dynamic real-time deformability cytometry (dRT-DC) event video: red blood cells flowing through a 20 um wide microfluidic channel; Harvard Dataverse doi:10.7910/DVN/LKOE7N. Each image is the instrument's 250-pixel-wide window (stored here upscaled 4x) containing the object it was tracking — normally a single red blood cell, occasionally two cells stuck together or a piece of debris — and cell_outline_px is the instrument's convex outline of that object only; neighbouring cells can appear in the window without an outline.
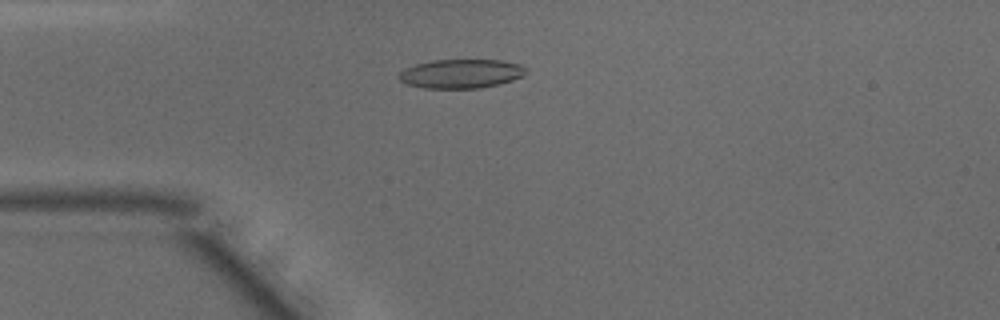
{"species": "common noctule bat (a hibernating species)", "species_latin": "Nyctalus noctula", "temperature_condition": "warm", "stored_images_in_passage": 48, "camera_frame_rate_fps": 3000, "um_per_image_px": 0.085, "animal": {"sex": "male", "body_mass_g": 15.6}, "frame": {"image": 1, "passage_image": 12, "time_ms": 3.667, "image_size_px": [1000, 320], "cell_outline_px": [[528, 72], [512, 80], [480, 88], [424, 88], [408, 84], [400, 80], [396, 76], [404, 68], [416, 64], [432, 60], [500, 60], [520, 64], [528, 68]], "centroid_in_image_um": [39.17, 6.25], "position_along_channel_um": 45.8, "area_um2": 21.44}}
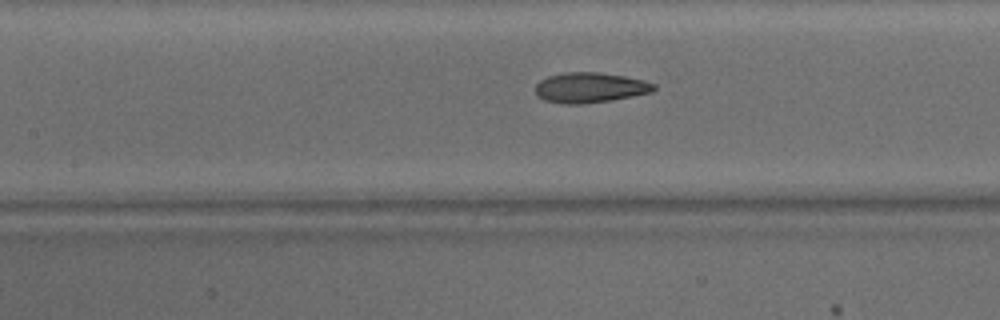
{"frame": {"image": 2, "passage_image": 21, "time_ms": 6.667, "image_size_px": [1000, 320], "cell_outline_px": [[656, 88], [652, 92], [612, 100], [584, 104], [564, 104], [544, 100], [536, 96], [536, 84], [540, 80], [548, 76], [564, 72], [600, 72], [624, 76], [644, 80], [656, 84]], "centroid_in_image_um": [50.14, 7.45], "position_along_channel_um": 157.3, "area_um2": 21.04}}
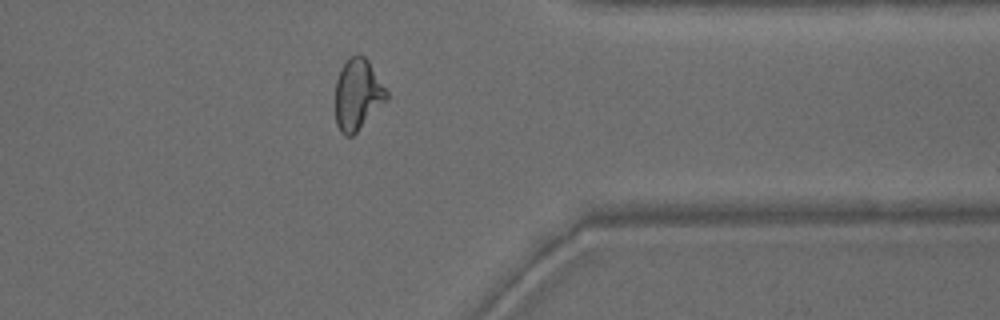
{"frame": {"image": 3, "passage_image": 38, "time_ms": 12.333, "image_size_px": [1000, 320], "cell_outline_px": [[388, 96], [356, 132], [352, 136], [344, 136], [340, 132], [336, 124], [336, 80], [340, 68], [352, 56], [364, 56], [368, 60], [388, 92]], "centroid_in_image_um": [30.37, 8.04], "position_along_channel_um": 381.0, "area_um2": 20.63}, "authors_computed_cell_mechanics": {"area_um2": 21.3282, "velocity_mm_per_s": 4.1445, "shape_relaxation_time_tau1_ms": 8.7659, "shape_relaxation_time_tau2_ms": 2.0428, "deformation_change_tau1": 0.2528, "deformation_change_tau2": 0.1018}}